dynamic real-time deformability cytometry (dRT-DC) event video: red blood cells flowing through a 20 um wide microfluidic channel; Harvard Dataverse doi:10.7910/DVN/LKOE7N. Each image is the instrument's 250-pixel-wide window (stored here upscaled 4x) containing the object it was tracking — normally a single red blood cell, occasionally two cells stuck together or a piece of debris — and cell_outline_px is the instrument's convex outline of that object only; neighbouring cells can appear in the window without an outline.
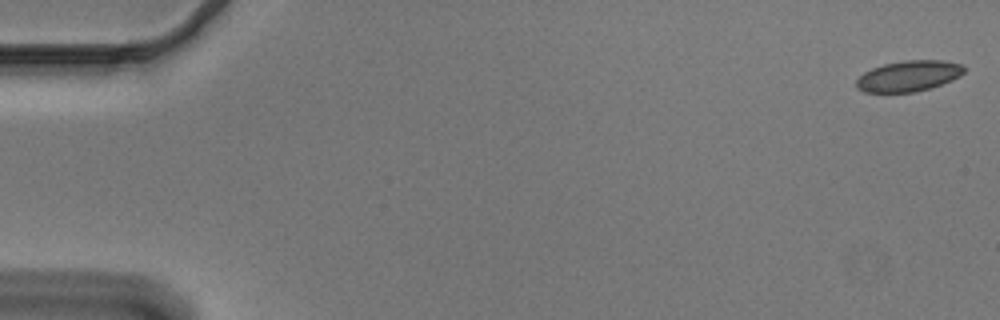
{"species": "Egyptian fruit bat (a non-hibernating species)", "species_latin": "Rousettus aegyptiacus", "temperature_condition": "cold", "stored_images_in_passage": 55, "camera_frame_rate_fps": 3000, "um_per_image_px": 0.085, "animal": {"sex": "male"}, "frame": {"image": 1, "passage_image": 1, "time_ms": 0.0, "image_size_px": [1000, 320], "cell_outline_px": [[964, 72], [960, 76], [952, 80], [916, 92], [864, 92], [856, 88], [856, 80], [864, 72], [872, 68], [884, 64], [904, 60], [944, 60], [964, 64]], "centroid_in_image_um": [77.24, 6.45], "position_along_channel_um": 7.8, "area_um2": 19.36}}
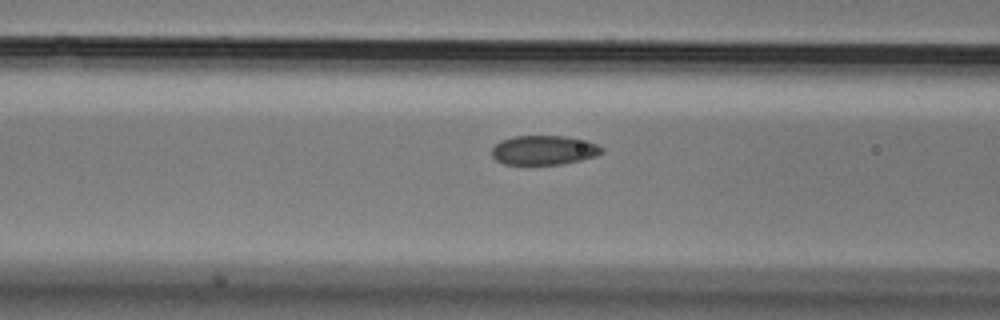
{"frame": {"image": 2, "passage_image": 22, "time_ms": 7.0, "image_size_px": [1000, 320], "cell_outline_px": [[604, 152], [596, 156], [564, 164], [504, 164], [496, 160], [492, 156], [492, 148], [500, 140], [516, 136], [564, 136], [588, 140], [604, 148]], "centroid_in_image_um": [46.26, 12.76], "position_along_channel_um": 120.3, "area_um2": 18.9}}
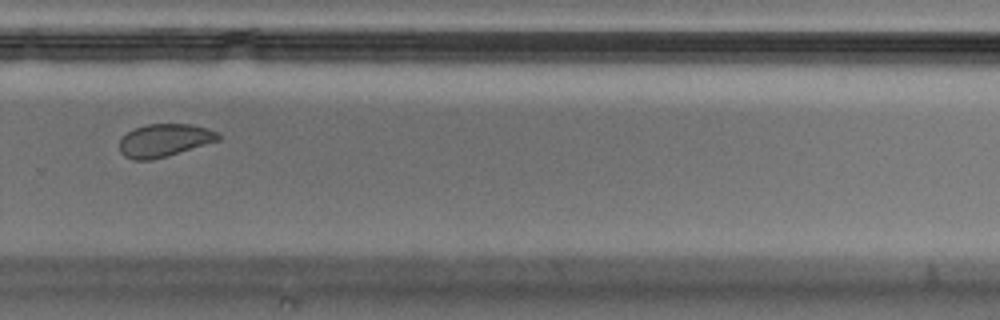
{"frame": {"image": 3, "passage_image": 38, "time_ms": 12.333, "image_size_px": [1000, 320], "cell_outline_px": [[220, 140], [168, 156], [152, 160], [132, 160], [124, 156], [120, 152], [120, 140], [128, 132], [136, 128], [148, 124], [192, 124], [208, 128], [216, 132], [220, 136]], "centroid_in_image_um": [13.98, 11.94], "position_along_channel_um": 315.8, "area_um2": 18.9}, "authors_computed_cell_mechanics": {"area_um2": 19.941, "velocity_mm_per_s": 3.6685, "shape_relaxation_time_tau1_ms": 7.6726, "shape_relaxation_time_tau2_ms": 1.7343, "deformation_change_tau1": 0.0998, "deformation_change_tau2": 0.0464}}